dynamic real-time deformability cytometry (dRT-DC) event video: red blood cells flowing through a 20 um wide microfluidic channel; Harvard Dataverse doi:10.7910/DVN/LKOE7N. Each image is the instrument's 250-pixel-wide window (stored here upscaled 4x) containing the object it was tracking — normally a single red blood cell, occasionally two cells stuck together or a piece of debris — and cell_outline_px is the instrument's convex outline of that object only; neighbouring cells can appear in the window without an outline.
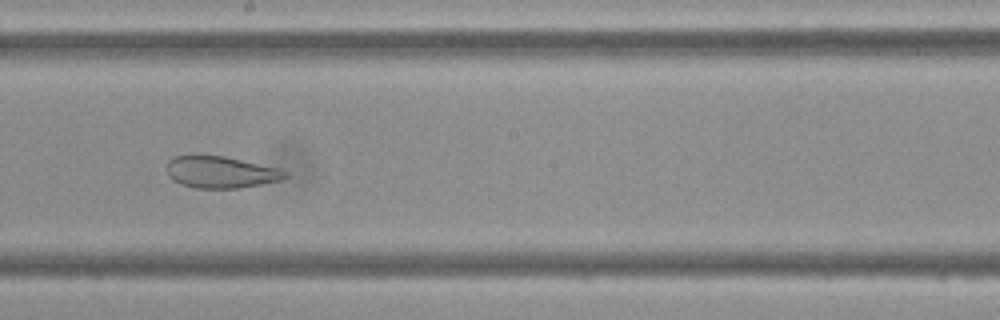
{"species": "Egyptian fruit bat (a non-hibernating species)", "species_latin": "Rousettus aegyptiacus", "temperature_condition": "cold", "stored_images_in_passage": 49, "camera_frame_rate_fps": 3000, "um_per_image_px": 0.085, "frame": {"image": 1, "passage_image": 27, "time_ms": 8.667, "image_size_px": [1000, 320], "cell_outline_px": [[288, 176], [280, 180], [240, 188], [192, 188], [180, 184], [168, 176], [168, 160], [172, 156], [192, 152], [224, 156], [280, 168], [288, 172]], "centroid_in_image_um": [18.71, 14.59], "position_along_channel_um": 229.5, "area_um2": 22.6}}
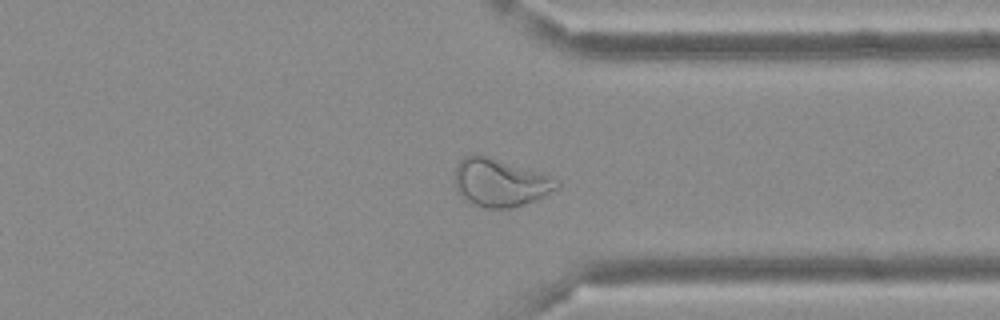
{"frame": {"image": 2, "passage_image": 37, "time_ms": 12.0, "image_size_px": [1000, 320], "cell_outline_px": [[560, 184], [556, 188], [544, 196], [536, 200], [512, 208], [484, 208], [464, 200], [456, 188], [456, 168], [460, 160], [464, 156], [488, 156], [552, 176], [560, 180]], "centroid_in_image_um": [42.53, 15.54], "position_along_channel_um": 368.9, "area_um2": 28.21}}
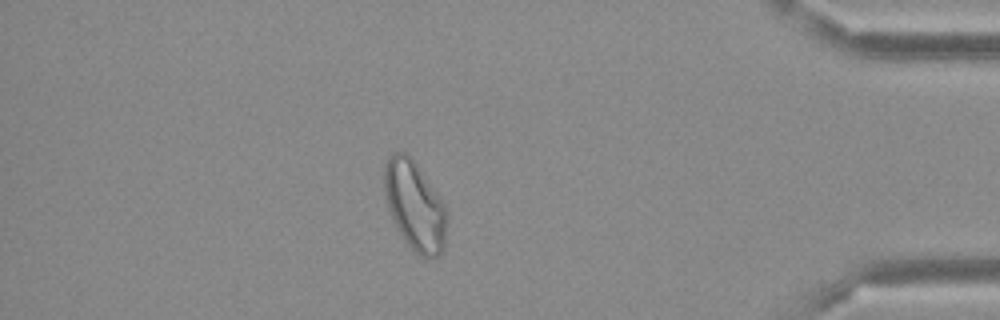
{"frame": {"image": 3, "passage_image": 42, "time_ms": 13.667, "image_size_px": [1000, 320], "cell_outline_px": [[448, 212], [444, 248], [436, 256], [428, 260], [420, 256], [408, 244], [396, 228], [388, 208], [384, 196], [384, 164], [388, 156], [396, 152], [404, 152], [416, 164], [440, 196]], "centroid_in_image_um": [35.26, 17.5], "position_along_channel_um": 399.9, "area_um2": 32.6}}